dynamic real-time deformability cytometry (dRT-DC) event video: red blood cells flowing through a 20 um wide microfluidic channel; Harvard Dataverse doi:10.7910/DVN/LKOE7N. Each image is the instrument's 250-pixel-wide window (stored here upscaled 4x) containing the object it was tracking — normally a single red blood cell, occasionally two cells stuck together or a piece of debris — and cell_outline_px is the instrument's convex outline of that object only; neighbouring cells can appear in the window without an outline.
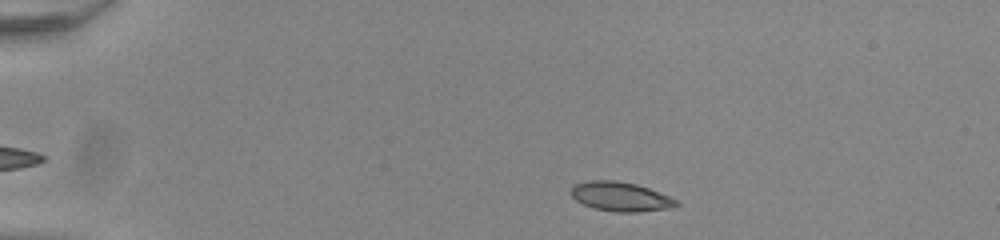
{"species": "common noctule bat (a hibernating species)", "species_latin": "Nyctalus noctula", "temperature_condition": "room temperature", "stored_images_in_passage": 47, "camera_frame_rate_fps": 3000, "um_per_image_px": 0.085, "animal": {"sex": "male", "body_mass_g": 20.0, "forearm_length_mm": 53.3}, "frame": {"image": 1, "passage_image": 4, "time_ms": 1.0, "image_size_px": [1000, 240], "cell_outline_px": [[680, 204], [668, 208], [636, 212], [616, 212], [596, 208], [584, 204], [576, 200], [568, 192], [576, 184], [588, 180], [616, 180], [636, 184], [648, 188], [680, 200]], "centroid_in_image_um": [52.76, 16.7], "position_along_channel_um": 32.2, "area_um2": 17.92}}
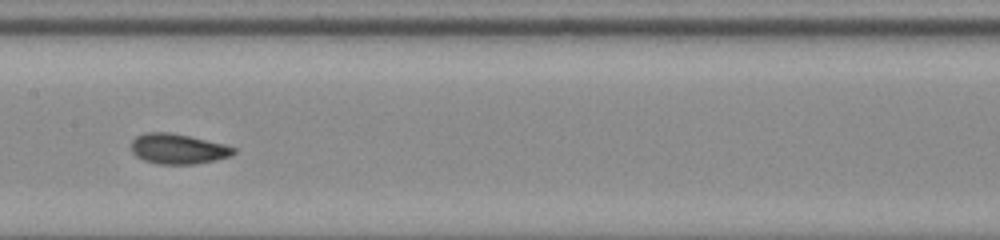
{"frame": {"image": 2, "passage_image": 22, "time_ms": 7.0, "image_size_px": [1000, 240], "cell_outline_px": [[236, 152], [232, 156], [216, 160], [196, 164], [156, 164], [144, 160], [136, 156], [132, 152], [132, 140], [136, 136], [144, 132], [168, 132], [188, 136], [224, 144], [236, 148]], "centroid_in_image_um": [15.13, 12.66], "position_along_channel_um": 192.3, "area_um2": 18.09}}
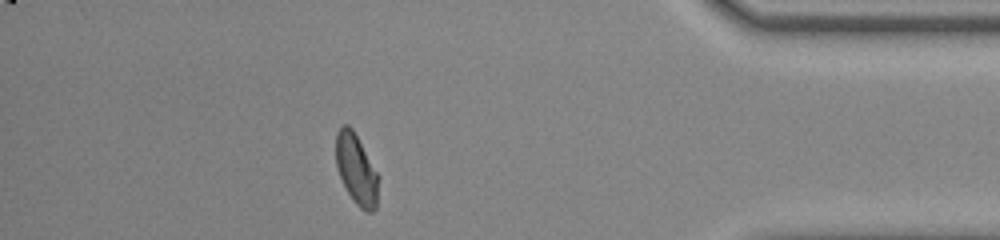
{"frame": {"image": 3, "passage_image": 41, "time_ms": 13.333, "image_size_px": [1000, 240], "cell_outline_px": [[380, 176], [376, 208], [372, 212], [368, 212], [360, 208], [356, 204], [348, 192], [340, 176], [336, 164], [336, 132], [344, 124], [348, 124], [352, 128]], "centroid_in_image_um": [30.32, 14.4], "position_along_channel_um": 404.9, "area_um2": 17.46}, "authors_computed_cell_mechanics": {"area_um2": 17.7446, "velocity_mm_per_s": 3.8919, "shape_relaxation_time_tau1_ms": 9.0515, "shape_relaxation_time_tau2_ms": 1.0943, "deformation_change_tau1": 0.1955, "deformation_change_tau2": 0.0483}}